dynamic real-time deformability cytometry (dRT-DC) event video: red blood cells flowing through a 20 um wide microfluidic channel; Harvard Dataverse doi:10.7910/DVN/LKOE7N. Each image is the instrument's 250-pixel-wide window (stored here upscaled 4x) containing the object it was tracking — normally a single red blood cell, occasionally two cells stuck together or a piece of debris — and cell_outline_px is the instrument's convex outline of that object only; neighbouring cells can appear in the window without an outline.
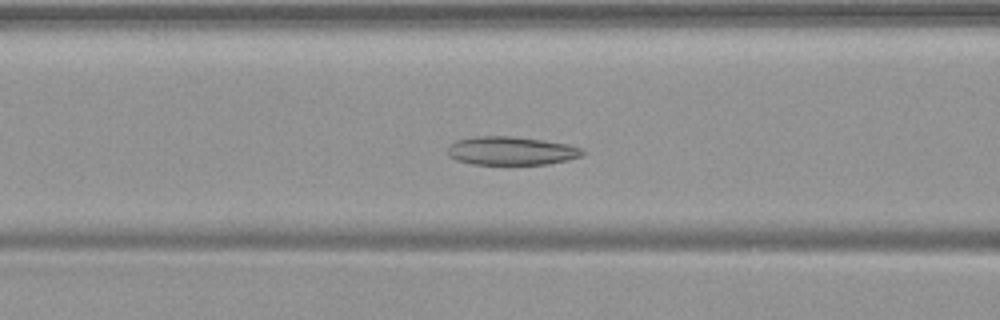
{"species": "common noctule bat (a hibernating species)", "species_latin": "Nyctalus noctula", "temperature_condition": "warm", "stored_images_in_passage": 51, "camera_frame_rate_fps": 3000, "um_per_image_px": 0.085, "animal": {"sex": "female", "body_mass_g": 19.9}, "frame": {"image": 1, "passage_image": 21, "time_ms": 6.667, "image_size_px": [1000, 320], "cell_outline_px": [[588, 152], [580, 156], [568, 160], [548, 164], [472, 164], [456, 160], [448, 156], [448, 144], [456, 140], [476, 136], [512, 136], [544, 140], [568, 144], [584, 148]], "centroid_in_image_um": [43.47, 12.81], "position_along_channel_um": 123.1, "area_um2": 22.66}}
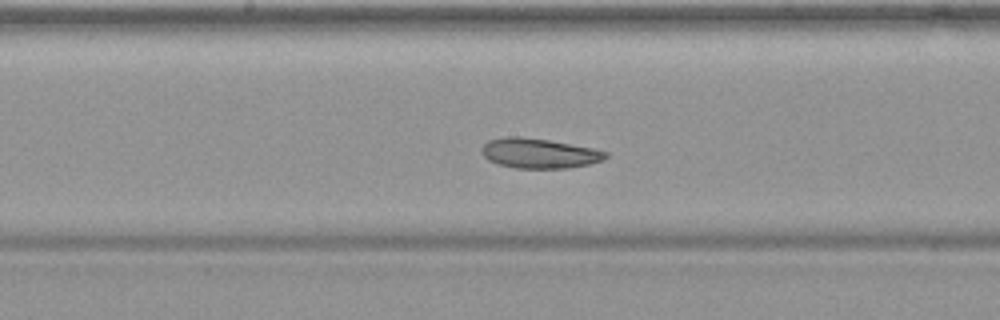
{"frame": {"image": 2, "passage_image": 27, "time_ms": 8.667, "image_size_px": [1000, 320], "cell_outline_px": [[608, 156], [604, 160], [588, 164], [568, 168], [516, 168], [496, 164], [488, 160], [480, 152], [480, 148], [488, 140], [508, 136], [520, 136], [548, 140], [592, 148], [608, 152]], "centroid_in_image_um": [45.79, 13.03], "position_along_channel_um": 202.4, "area_um2": 21.68}}
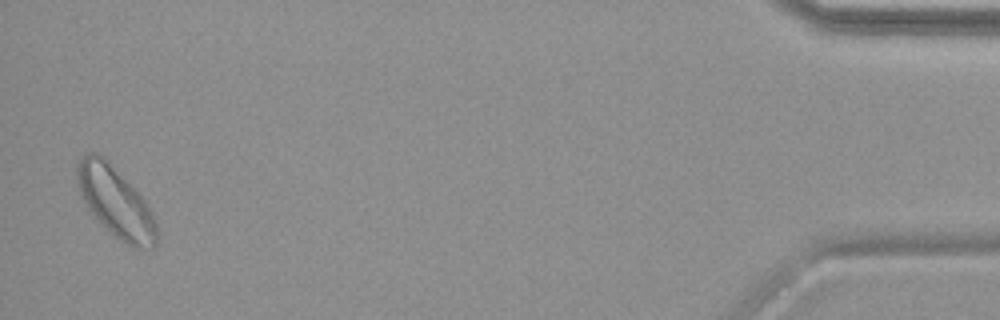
{"frame": {"image": 3, "passage_image": 50, "time_ms": 16.333, "image_size_px": [1000, 320], "cell_outline_px": [[160, 240], [156, 248], [136, 248], [120, 240], [88, 212], [80, 192], [76, 180], [76, 164], [88, 152], [96, 152], [104, 156], [108, 160], [144, 200], [152, 212], [160, 232]], "centroid_in_image_um": [9.85, 17.21], "position_along_channel_um": 425.4, "area_um2": 32.89}}